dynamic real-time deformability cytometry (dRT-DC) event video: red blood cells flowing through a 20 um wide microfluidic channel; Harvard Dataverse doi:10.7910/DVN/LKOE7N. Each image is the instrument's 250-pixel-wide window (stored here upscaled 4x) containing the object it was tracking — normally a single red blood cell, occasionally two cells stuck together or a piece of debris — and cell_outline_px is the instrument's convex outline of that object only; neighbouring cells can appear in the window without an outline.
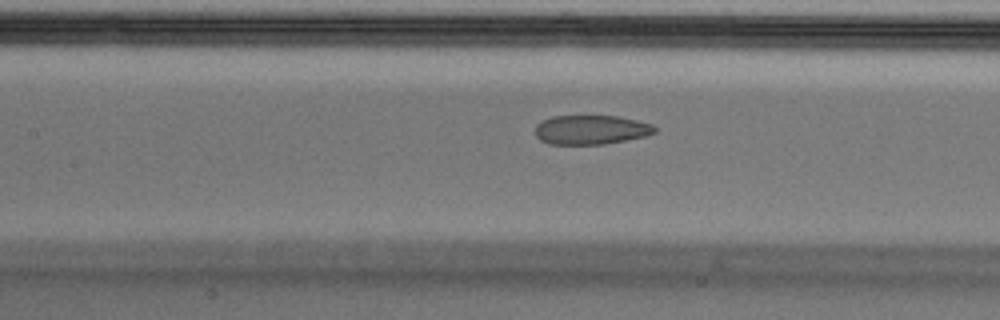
{"species": "Egyptian fruit bat (a non-hibernating species)", "species_latin": "Rousettus aegyptiacus", "temperature_condition": "cold", "stored_images_in_passage": 36, "camera_frame_rate_fps": 3000, "um_per_image_px": 0.085, "animal": {"sex": "male"}, "frame": {"image": 1, "passage_image": 11, "time_ms": 3.333, "image_size_px": [1000, 320], "cell_outline_px": [[656, 132], [644, 136], [604, 144], [548, 144], [540, 140], [536, 136], [536, 124], [552, 116], [620, 116], [652, 124], [656, 128]], "centroid_in_image_um": [50.22, 11.03], "position_along_channel_um": 157.2, "area_um2": 20.29}, "authors_computed_cell_mechanics": {"area_um2": 22.1663, "velocity_mm_per_s": 3.7322, "shape_relaxation_time_tau1_ms": null, "shape_relaxation_time_tau2_ms": 2.0624, "deformation_change_tau1": null, "deformation_change_tau2": 0.0773}}